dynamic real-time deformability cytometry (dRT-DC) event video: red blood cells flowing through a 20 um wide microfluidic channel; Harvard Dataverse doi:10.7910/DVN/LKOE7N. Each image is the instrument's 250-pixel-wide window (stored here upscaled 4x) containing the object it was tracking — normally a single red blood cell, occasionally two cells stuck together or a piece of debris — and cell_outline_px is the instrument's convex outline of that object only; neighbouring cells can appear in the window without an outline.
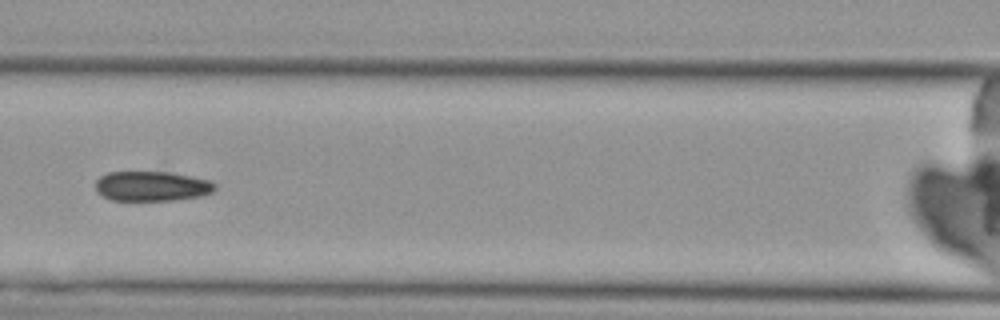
{"species": "Egyptian fruit bat (a non-hibernating species)", "species_latin": "Rousettus aegyptiacus", "temperature_condition": "cold", "stored_images_in_passage": 5, "camera_frame_rate_fps": 3000, "um_per_image_px": 0.085, "animal": {"sex": "female"}, "frame": {"image": 1, "passage_image": 5, "time_ms": 4.667, "image_size_px": [1000, 320], "cell_outline_px": [[216, 188], [212, 192], [200, 196], [172, 200], [112, 200], [96, 192], [96, 180], [100, 176], [108, 172], [168, 172], [208, 180], [216, 184]], "centroid_in_image_um": [12.88, 15.82], "position_along_channel_um": 153.7, "area_um2": 20.58}}